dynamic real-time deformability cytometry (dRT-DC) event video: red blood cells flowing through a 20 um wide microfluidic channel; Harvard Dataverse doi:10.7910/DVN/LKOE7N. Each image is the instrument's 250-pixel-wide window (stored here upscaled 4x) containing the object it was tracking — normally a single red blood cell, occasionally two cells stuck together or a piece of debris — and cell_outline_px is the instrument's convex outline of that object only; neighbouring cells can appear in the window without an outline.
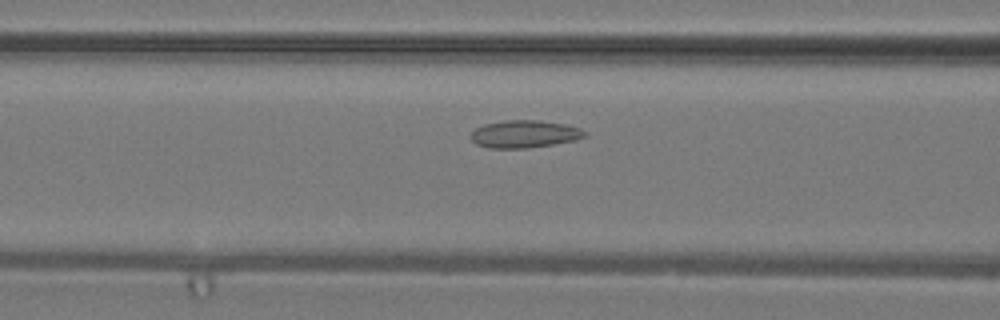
{"species": "common noctule bat (a hibernating species)", "species_latin": "Nyctalus noctula", "temperature_condition": "warm", "stored_images_in_passage": 38, "camera_frame_rate_fps": 3000, "um_per_image_px": 0.085, "animal": {"sex": "male", "body_mass_g": 19.2, "forearm_length_mm": 51.8}, "frame": {"image": 1, "passage_image": 14, "time_ms": 4.333, "image_size_px": [1000, 320], "cell_outline_px": [[588, 136], [576, 140], [528, 148], [488, 148], [476, 144], [472, 140], [472, 132], [476, 128], [484, 124], [508, 120], [540, 120], [564, 124], [580, 128], [588, 132]], "centroid_in_image_um": [44.62, 11.39], "position_along_channel_um": 122.0, "area_um2": 18.26}}
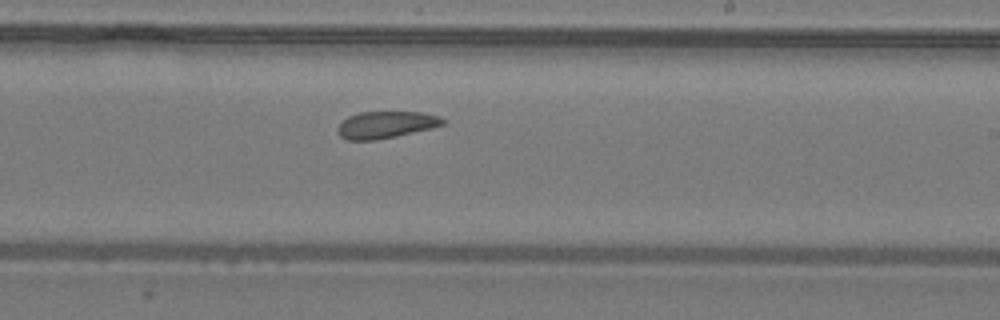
{"frame": {"image": 2, "passage_image": 22, "time_ms": 7.0, "image_size_px": [1000, 320], "cell_outline_px": [[444, 124], [432, 128], [396, 136], [376, 140], [348, 140], [340, 136], [336, 132], [340, 124], [348, 116], [360, 112], [420, 112], [440, 116], [444, 120]], "centroid_in_image_um": [32.79, 10.6], "position_along_channel_um": 256.2, "area_um2": 16.42}}
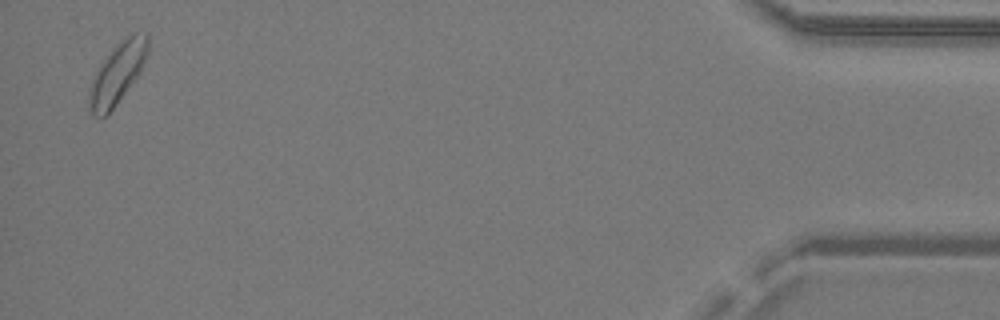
{"frame": {"image": 3, "passage_image": 37, "time_ms": 12.0, "image_size_px": [1000, 320], "cell_outline_px": [[148, 52], [140, 72], [108, 116], [100, 120], [92, 116], [88, 108], [88, 88], [100, 64], [112, 48], [124, 36], [132, 32], [148, 32]], "centroid_in_image_um": [9.95, 6.26], "position_along_channel_um": 425.3, "area_um2": 21.44}}